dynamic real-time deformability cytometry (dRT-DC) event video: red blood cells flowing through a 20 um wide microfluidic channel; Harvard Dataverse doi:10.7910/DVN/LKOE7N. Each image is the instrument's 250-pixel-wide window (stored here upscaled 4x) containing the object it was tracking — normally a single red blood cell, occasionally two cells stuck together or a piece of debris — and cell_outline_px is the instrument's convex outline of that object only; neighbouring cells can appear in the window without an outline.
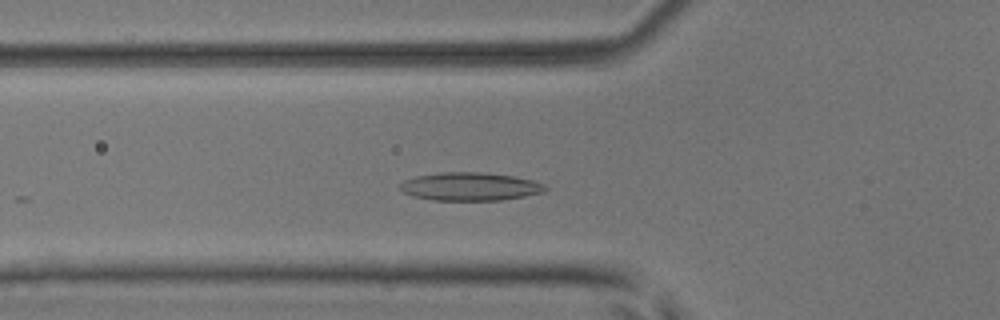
{"species": "common noctule bat (a hibernating species)", "species_latin": "Nyctalus noctula", "temperature_condition": "room temperature", "stored_images_in_passage": 31, "camera_frame_rate_fps": 3000, "um_per_image_px": 0.085, "animal": {"sex": "male", "body_mass_g": 17.9, "forearm_length_mm": 54.2}, "frame": {"image": 1, "passage_image": 14, "time_ms": 4.333, "image_size_px": [1000, 320], "cell_outline_px": [[548, 188], [544, 192], [524, 196], [500, 200], [432, 200], [412, 196], [404, 192], [400, 188], [400, 184], [404, 180], [416, 176], [440, 172], [480, 172], [512, 176], [532, 180], [544, 184]], "centroid_in_image_um": [39.94, 15.85], "position_along_channel_um": 85.9, "area_um2": 23.76}}
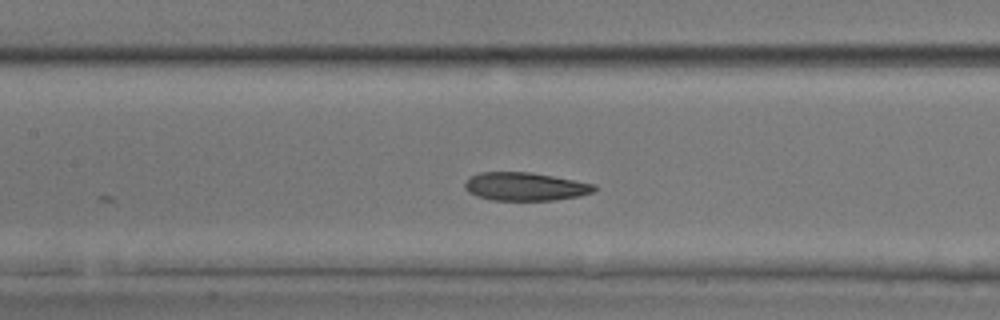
{"frame": {"image": 2, "passage_image": 20, "time_ms": 6.333, "image_size_px": [1000, 320], "cell_outline_px": [[596, 188], [592, 192], [580, 196], [556, 200], [492, 200], [476, 196], [468, 192], [464, 188], [464, 184], [468, 176], [480, 172], [532, 172], [596, 184]], "centroid_in_image_um": [44.61, 15.85], "position_along_channel_um": 162.8, "area_um2": 21.5}}
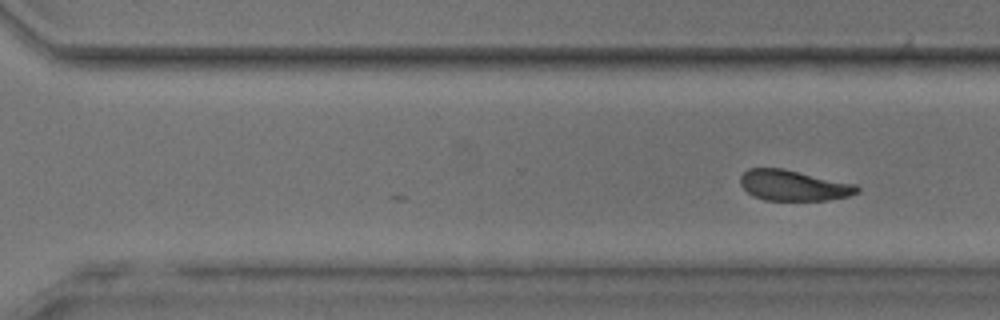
{"frame": {"image": 3, "passage_image": 31, "time_ms": 10.0, "image_size_px": [1000, 320], "cell_outline_px": [[860, 192], [848, 196], [828, 200], [764, 200], [752, 196], [740, 184], [740, 176], [748, 168], [784, 168], [856, 184], [860, 188]], "centroid_in_image_um": [67.45, 15.76], "position_along_channel_um": 303.1, "area_um2": 20.98}}